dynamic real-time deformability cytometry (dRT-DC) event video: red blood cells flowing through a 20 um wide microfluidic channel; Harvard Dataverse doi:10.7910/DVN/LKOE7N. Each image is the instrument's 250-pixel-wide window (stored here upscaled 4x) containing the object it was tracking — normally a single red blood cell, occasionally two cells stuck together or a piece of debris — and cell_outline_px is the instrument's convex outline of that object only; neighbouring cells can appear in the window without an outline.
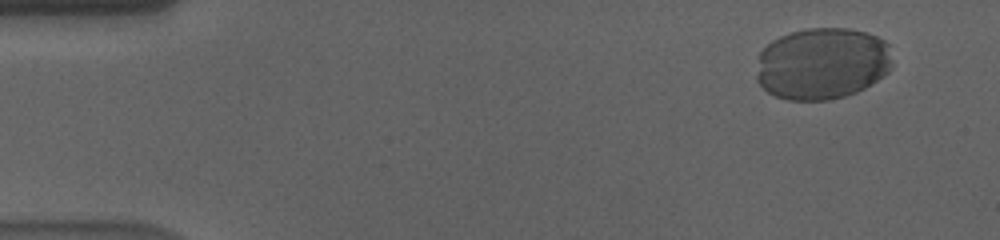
{"species": "human", "species_latin": "Homo sapiens", "temperature_condition": "cold", "stored_images_in_passage": 48, "camera_frame_rate_fps": 3000, "um_per_image_px": 0.085, "donor": {"sex": "male"}, "frame": {"image": 1, "passage_image": 5, "time_ms": 1.333, "image_size_px": [1000, 240], "cell_outline_px": [[888, 72], [884, 76], [864, 88], [856, 92], [844, 96], [828, 100], [788, 100], [776, 96], [768, 92], [756, 80], [756, 76], [760, 52], [772, 40], [780, 36], [792, 32], [808, 28], [848, 28], [868, 32], [884, 40], [888, 44]], "centroid_in_image_um": [69.85, 5.4], "position_along_channel_um": 15.1, "area_um2": 56.7}}
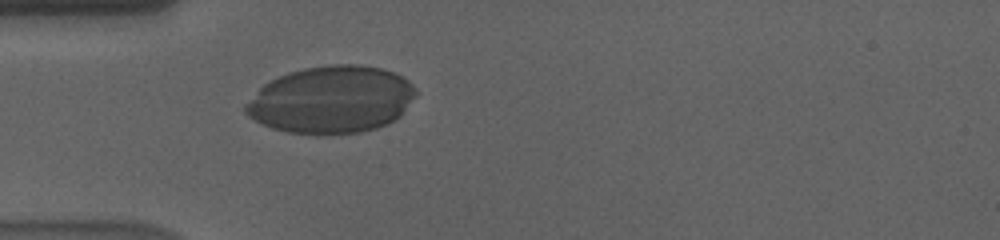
{"frame": {"image": 2, "passage_image": 18, "time_ms": 5.667, "image_size_px": [1000, 240], "cell_outline_px": [[416, 96], [400, 116], [388, 124], [376, 128], [360, 132], [320, 136], [316, 136], [288, 132], [272, 128], [248, 116], [244, 112], [244, 104], [264, 84], [288, 72], [304, 68], [332, 64], [360, 64], [380, 68], [404, 76], [416, 88]], "centroid_in_image_um": [28.18, 8.49], "position_along_channel_um": 56.8, "area_um2": 67.22}}